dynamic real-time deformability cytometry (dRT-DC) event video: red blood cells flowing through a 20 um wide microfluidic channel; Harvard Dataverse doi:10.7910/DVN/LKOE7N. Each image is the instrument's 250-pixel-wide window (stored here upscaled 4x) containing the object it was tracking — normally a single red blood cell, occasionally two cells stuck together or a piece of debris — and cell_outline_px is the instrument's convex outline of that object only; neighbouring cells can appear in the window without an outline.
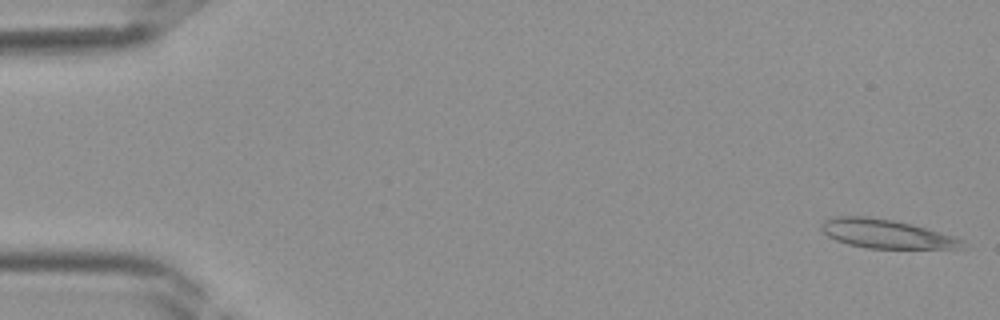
{"species": "Egyptian fruit bat (a non-hibernating species)", "species_latin": "Rousettus aegyptiacus", "temperature_condition": "room temperature", "stored_images_in_passage": 39, "camera_frame_rate_fps": 3000, "um_per_image_px": 0.085, "frame": {"image": 1, "passage_image": 1, "time_ms": 0.0, "image_size_px": [1000, 320], "cell_outline_px": [[968, 248], [868, 248], [848, 244], [836, 240], [828, 236], [820, 228], [820, 224], [824, 220], [836, 216], [868, 216], [892, 220], [912, 224], [940, 232], [964, 240]], "centroid_in_image_um": [75.33, 19.87], "position_along_channel_um": 9.7, "area_um2": 23.64}}
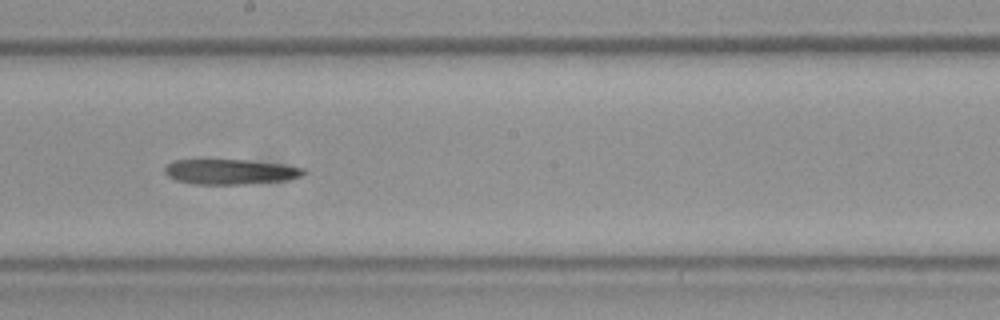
{"frame": {"image": 2, "passage_image": 22, "time_ms": 7.0, "image_size_px": [1000, 320], "cell_outline_px": [[308, 172], [304, 176], [284, 180], [240, 184], [196, 184], [176, 180], [168, 176], [164, 172], [164, 168], [172, 160], [248, 160], [284, 164], [308, 168]], "centroid_in_image_um": [19.64, 14.59], "position_along_channel_um": 228.6, "area_um2": 20.46}}
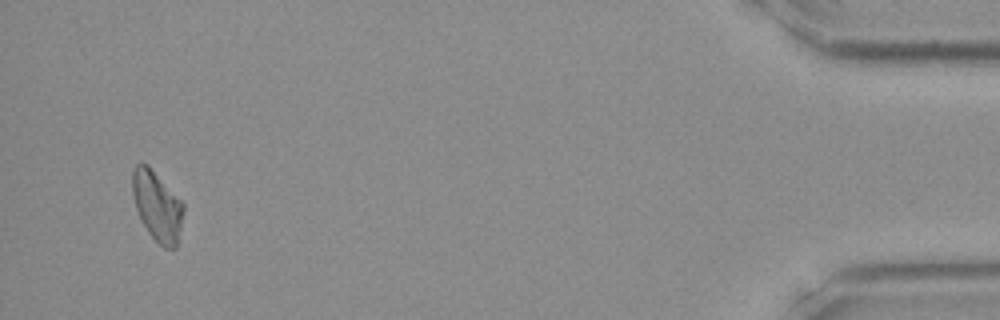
{"frame": {"image": 3, "passage_image": 38, "time_ms": 12.333, "image_size_px": [1000, 320], "cell_outline_px": [[184, 212], [176, 248], [164, 248], [148, 232], [140, 220], [136, 208], [132, 192], [132, 172], [136, 164], [140, 160], [148, 164], [184, 204]], "centroid_in_image_um": [13.34, 17.48], "position_along_channel_um": 421.9, "area_um2": 20.81}}